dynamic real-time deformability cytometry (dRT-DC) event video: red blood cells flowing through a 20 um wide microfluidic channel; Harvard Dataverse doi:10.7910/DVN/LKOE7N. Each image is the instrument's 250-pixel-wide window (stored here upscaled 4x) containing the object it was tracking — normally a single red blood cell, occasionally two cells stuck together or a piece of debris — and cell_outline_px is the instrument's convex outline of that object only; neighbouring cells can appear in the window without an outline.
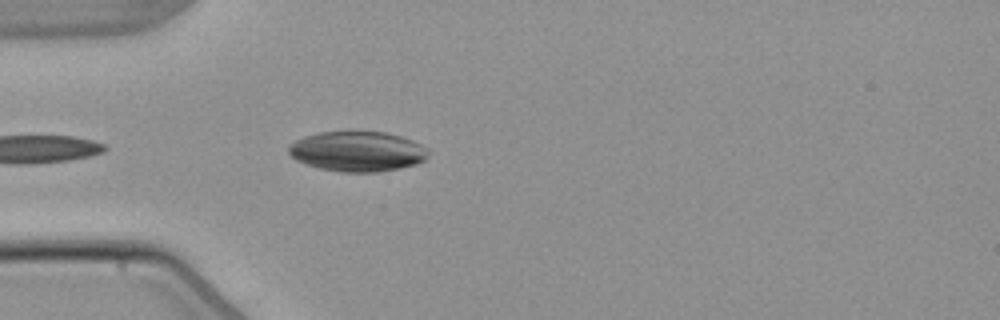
{"species": "common noctule bat (a hibernating species)", "species_latin": "Nyctalus noctula", "temperature_condition": "warm", "stored_images_in_passage": 4, "camera_frame_rate_fps": 3000, "um_per_image_px": 0.085, "animal": {"sex": "male", "body_mass_g": 21.5, "forearm_length_mm": 52.0}, "frame": {"image": 1, "passage_image": 4, "time_ms": 3.667, "image_size_px": [1000, 320], "cell_outline_px": [[428, 156], [424, 160], [416, 164], [400, 168], [380, 172], [340, 172], [320, 168], [304, 164], [296, 160], [288, 152], [288, 144], [304, 136], [320, 132], [384, 132], [400, 136], [412, 140], [428, 148]], "centroid_in_image_um": [30.37, 12.88], "position_along_channel_um": 54.6, "area_um2": 32.71}}